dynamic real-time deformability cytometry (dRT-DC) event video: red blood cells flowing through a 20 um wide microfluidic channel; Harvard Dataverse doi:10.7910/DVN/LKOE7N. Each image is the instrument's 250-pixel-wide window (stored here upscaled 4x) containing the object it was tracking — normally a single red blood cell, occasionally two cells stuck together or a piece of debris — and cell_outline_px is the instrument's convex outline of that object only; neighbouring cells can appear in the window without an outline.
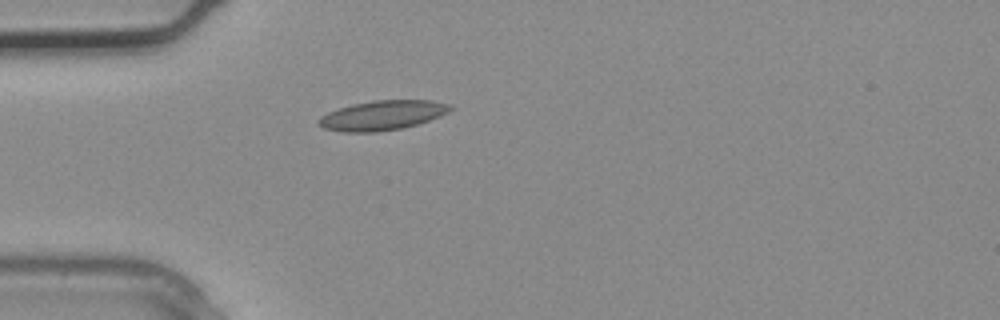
{"species": "common noctule bat (a hibernating species)", "species_latin": "Nyctalus noctula", "temperature_condition": "warm", "stored_images_in_passage": 8, "camera_frame_rate_fps": 3000, "um_per_image_px": 0.085, "animal": {"sex": "male", "body_mass_g": 20.4}, "frame": {"image": 1, "passage_image": 1, "time_ms": 0.0, "image_size_px": [1000, 320], "cell_outline_px": [[456, 108], [440, 116], [416, 124], [400, 128], [376, 132], [344, 132], [324, 128], [316, 120], [320, 116], [328, 112], [352, 104], [372, 100], [432, 100], [452, 104]], "centroid_in_image_um": [32.53, 9.79], "position_along_channel_um": 52.5, "area_um2": 22.72}}